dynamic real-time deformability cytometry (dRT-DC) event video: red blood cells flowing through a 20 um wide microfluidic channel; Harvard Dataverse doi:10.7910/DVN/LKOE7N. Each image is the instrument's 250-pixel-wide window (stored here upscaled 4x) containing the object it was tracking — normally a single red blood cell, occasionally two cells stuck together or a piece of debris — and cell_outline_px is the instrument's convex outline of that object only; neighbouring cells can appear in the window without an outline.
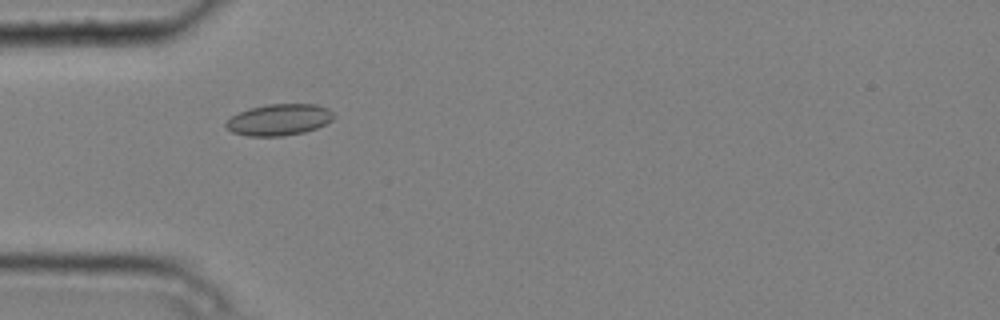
{"species": "common noctule bat (a hibernating species)", "species_latin": "Nyctalus noctula", "temperature_condition": "cold", "stored_images_in_passage": 2, "camera_frame_rate_fps": 3000, "um_per_image_px": 0.085, "animal": {"sex": "male", "body_mass_g": 20.4}, "frame": {"image": 1, "passage_image": 1, "time_ms": 0.0, "image_size_px": [1000, 320], "cell_outline_px": [[336, 116], [332, 120], [316, 128], [304, 132], [284, 136], [248, 136], [232, 132], [224, 124], [232, 116], [240, 112], [252, 108], [268, 104], [316, 104], [328, 108]], "centroid_in_image_um": [23.75, 10.18], "position_along_channel_um": 61.3, "area_um2": 19.59}}
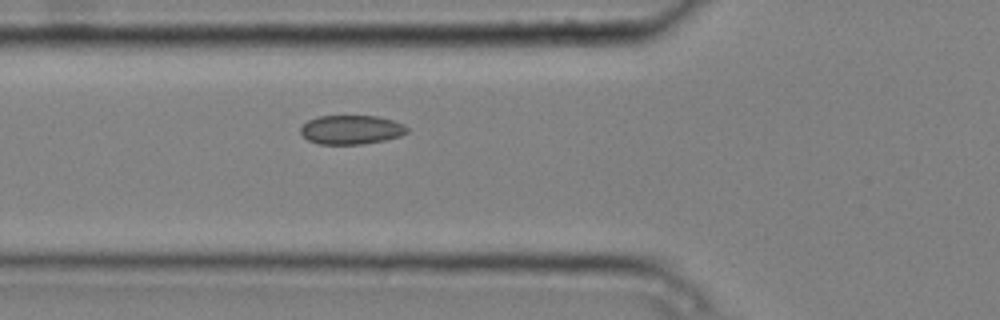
{"frame": {"image": 2, "passage_image": 2, "time_ms": 0.333, "image_size_px": [1000, 320], "cell_outline_px": [[408, 132], [400, 136], [384, 140], [364, 144], [320, 144], [308, 140], [300, 132], [300, 128], [308, 120], [316, 116], [376, 116], [392, 120], [404, 124], [408, 128]], "centroid_in_image_um": [29.86, 11.02], "position_along_channel_um": 95.9, "area_um2": 18.03}}